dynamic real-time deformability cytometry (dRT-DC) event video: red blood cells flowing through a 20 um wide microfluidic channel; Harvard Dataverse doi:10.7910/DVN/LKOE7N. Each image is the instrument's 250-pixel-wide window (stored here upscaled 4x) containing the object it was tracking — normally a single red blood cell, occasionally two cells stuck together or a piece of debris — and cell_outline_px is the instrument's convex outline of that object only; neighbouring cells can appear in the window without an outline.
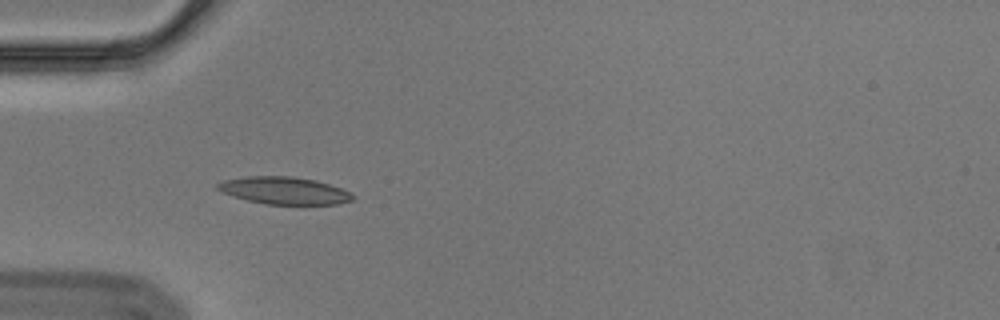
{"species": "Egyptian fruit bat (a non-hibernating species)", "species_latin": "Rousettus aegyptiacus", "temperature_condition": "cold", "stored_images_in_passage": 40, "segment_of_instrument_passage": [1, 2], "camera_frame_rate_fps": 3000, "um_per_image_px": 0.085, "animal": {"sex": "male"}, "frame": {"image": 1, "passage_image": 1, "time_ms": 0.0, "image_size_px": [1000, 320], "cell_outline_px": [[356, 196], [352, 200], [336, 204], [264, 204], [232, 196], [220, 192], [216, 188], [216, 184], [224, 180], [244, 176], [292, 176], [316, 180], [352, 192]], "centroid_in_image_um": [24.14, 16.19], "position_along_channel_um": 60.9, "area_um2": 21.62}}
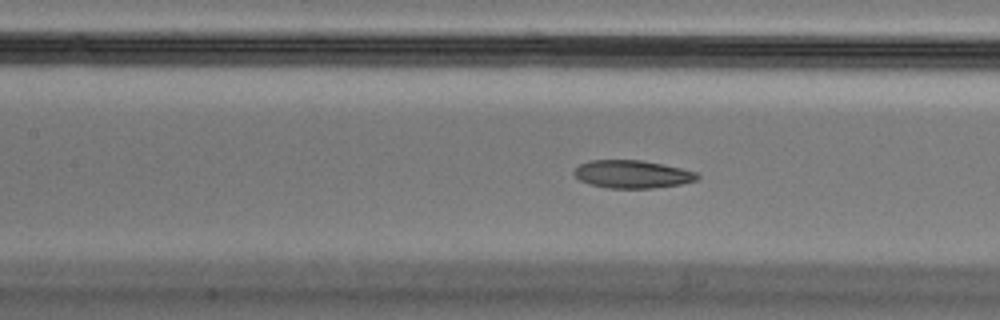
{"frame": {"image": 2, "passage_image": 9, "time_ms": 2.667, "image_size_px": [1000, 320], "cell_outline_px": [[700, 176], [696, 180], [680, 184], [652, 188], [608, 188], [592, 184], [580, 180], [572, 172], [580, 164], [588, 160], [640, 160], [680, 168], [696, 172]], "centroid_in_image_um": [53.72, 14.8], "position_along_channel_um": 153.7, "area_um2": 19.77}}
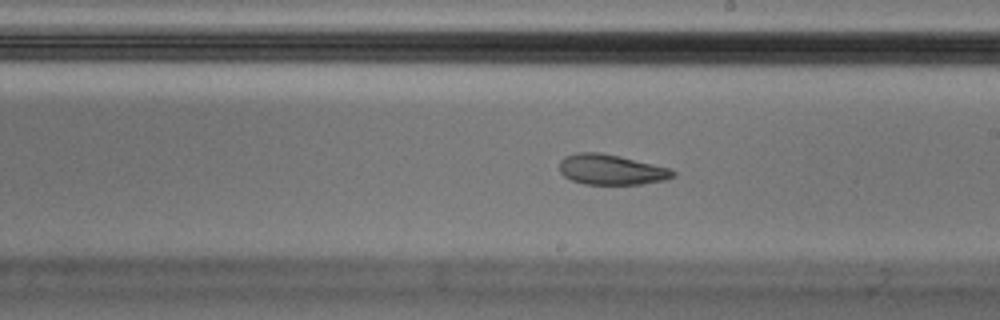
{"frame": {"image": 3, "passage_image": 16, "time_ms": 5.0, "image_size_px": [1000, 320], "cell_outline_px": [[676, 176], [664, 180], [640, 184], [584, 184], [572, 180], [564, 176], [560, 172], [560, 160], [564, 156], [576, 152], [600, 152], [620, 156], [668, 168], [676, 172]], "centroid_in_image_um": [51.92, 14.41], "position_along_channel_um": 237.1, "area_um2": 20.0}}